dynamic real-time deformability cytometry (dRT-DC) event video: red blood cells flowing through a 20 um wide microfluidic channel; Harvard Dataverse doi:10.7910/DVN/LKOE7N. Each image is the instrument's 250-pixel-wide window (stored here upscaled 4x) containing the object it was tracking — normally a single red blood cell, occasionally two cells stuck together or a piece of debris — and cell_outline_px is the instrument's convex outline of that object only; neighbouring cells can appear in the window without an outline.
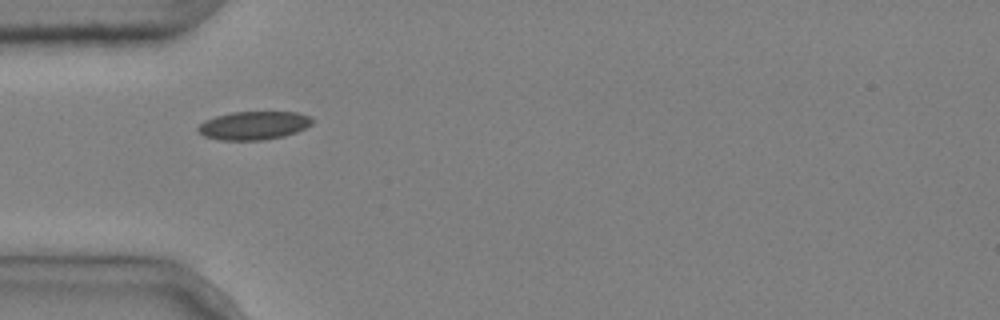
{"species": "common noctule bat (a hibernating species)", "species_latin": "Nyctalus noctula", "temperature_condition": "cold", "stored_images_in_passage": 3, "camera_frame_rate_fps": 3000, "um_per_image_px": 0.085, "animal": {"sex": "male", "body_mass_g": 20.4}, "frame": {"image": 1, "passage_image": 1, "time_ms": 0.0, "image_size_px": [1000, 320], "cell_outline_px": [[312, 124], [296, 132], [284, 136], [264, 140], [220, 140], [204, 136], [196, 132], [196, 128], [204, 120], [216, 116], [232, 112], [296, 112], [312, 116]], "centroid_in_image_um": [21.54, 10.67], "position_along_channel_um": 63.5, "area_um2": 19.02}}